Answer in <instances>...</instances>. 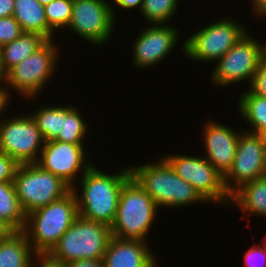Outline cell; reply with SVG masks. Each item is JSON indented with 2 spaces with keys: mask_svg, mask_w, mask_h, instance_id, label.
Returning a JSON list of instances; mask_svg holds the SVG:
<instances>
[{
  "mask_svg": "<svg viewBox=\"0 0 266 267\" xmlns=\"http://www.w3.org/2000/svg\"><path fill=\"white\" fill-rule=\"evenodd\" d=\"M44 8L48 26L53 31L68 27L72 17L73 0H53Z\"/></svg>",
  "mask_w": 266,
  "mask_h": 267,
  "instance_id": "obj_27",
  "label": "cell"
},
{
  "mask_svg": "<svg viewBox=\"0 0 266 267\" xmlns=\"http://www.w3.org/2000/svg\"><path fill=\"white\" fill-rule=\"evenodd\" d=\"M1 83L5 84V82H0V116L1 114H4L2 112L6 110L5 108L10 104L9 99H11V92H9L10 89H7V87L5 88V85L1 87Z\"/></svg>",
  "mask_w": 266,
  "mask_h": 267,
  "instance_id": "obj_36",
  "label": "cell"
},
{
  "mask_svg": "<svg viewBox=\"0 0 266 267\" xmlns=\"http://www.w3.org/2000/svg\"><path fill=\"white\" fill-rule=\"evenodd\" d=\"M23 33L22 27L13 16L0 18V47L13 42Z\"/></svg>",
  "mask_w": 266,
  "mask_h": 267,
  "instance_id": "obj_28",
  "label": "cell"
},
{
  "mask_svg": "<svg viewBox=\"0 0 266 267\" xmlns=\"http://www.w3.org/2000/svg\"><path fill=\"white\" fill-rule=\"evenodd\" d=\"M204 127L206 152L203 157L224 177L233 165L239 133L215 121L207 122Z\"/></svg>",
  "mask_w": 266,
  "mask_h": 267,
  "instance_id": "obj_16",
  "label": "cell"
},
{
  "mask_svg": "<svg viewBox=\"0 0 266 267\" xmlns=\"http://www.w3.org/2000/svg\"><path fill=\"white\" fill-rule=\"evenodd\" d=\"M246 26L231 18L208 24L182 44L184 55L193 61H217L245 34Z\"/></svg>",
  "mask_w": 266,
  "mask_h": 267,
  "instance_id": "obj_7",
  "label": "cell"
},
{
  "mask_svg": "<svg viewBox=\"0 0 266 267\" xmlns=\"http://www.w3.org/2000/svg\"><path fill=\"white\" fill-rule=\"evenodd\" d=\"M0 82H6V72L4 70L0 51Z\"/></svg>",
  "mask_w": 266,
  "mask_h": 267,
  "instance_id": "obj_40",
  "label": "cell"
},
{
  "mask_svg": "<svg viewBox=\"0 0 266 267\" xmlns=\"http://www.w3.org/2000/svg\"><path fill=\"white\" fill-rule=\"evenodd\" d=\"M176 29L167 24H150L142 30L133 43L134 67L145 69L165 60L180 40Z\"/></svg>",
  "mask_w": 266,
  "mask_h": 267,
  "instance_id": "obj_15",
  "label": "cell"
},
{
  "mask_svg": "<svg viewBox=\"0 0 266 267\" xmlns=\"http://www.w3.org/2000/svg\"><path fill=\"white\" fill-rule=\"evenodd\" d=\"M255 39L248 32L217 60L210 78L215 87L230 86L246 79L251 85L261 57L266 53V44Z\"/></svg>",
  "mask_w": 266,
  "mask_h": 267,
  "instance_id": "obj_9",
  "label": "cell"
},
{
  "mask_svg": "<svg viewBox=\"0 0 266 267\" xmlns=\"http://www.w3.org/2000/svg\"><path fill=\"white\" fill-rule=\"evenodd\" d=\"M130 178L129 167L117 171L115 175H109L93 164L80 177L82 190L79 191L77 187L72 188L77 198L78 214L111 227L115 220L120 191Z\"/></svg>",
  "mask_w": 266,
  "mask_h": 267,
  "instance_id": "obj_1",
  "label": "cell"
},
{
  "mask_svg": "<svg viewBox=\"0 0 266 267\" xmlns=\"http://www.w3.org/2000/svg\"><path fill=\"white\" fill-rule=\"evenodd\" d=\"M111 237L110 226L78 215L49 254L64 263L103 259Z\"/></svg>",
  "mask_w": 266,
  "mask_h": 267,
  "instance_id": "obj_5",
  "label": "cell"
},
{
  "mask_svg": "<svg viewBox=\"0 0 266 267\" xmlns=\"http://www.w3.org/2000/svg\"><path fill=\"white\" fill-rule=\"evenodd\" d=\"M84 144L51 140L44 142L36 162L42 169L61 178L71 188L75 187L78 173L82 175L94 164L86 155ZM86 155V156H85ZM91 162V163H90Z\"/></svg>",
  "mask_w": 266,
  "mask_h": 267,
  "instance_id": "obj_14",
  "label": "cell"
},
{
  "mask_svg": "<svg viewBox=\"0 0 266 267\" xmlns=\"http://www.w3.org/2000/svg\"><path fill=\"white\" fill-rule=\"evenodd\" d=\"M235 203L247 216L253 214L266 217V175L238 188L231 195L230 204Z\"/></svg>",
  "mask_w": 266,
  "mask_h": 267,
  "instance_id": "obj_19",
  "label": "cell"
},
{
  "mask_svg": "<svg viewBox=\"0 0 266 267\" xmlns=\"http://www.w3.org/2000/svg\"><path fill=\"white\" fill-rule=\"evenodd\" d=\"M238 110L244 120L252 128L250 132L257 133L266 128V98L252 93L249 89L243 91L238 99Z\"/></svg>",
  "mask_w": 266,
  "mask_h": 267,
  "instance_id": "obj_23",
  "label": "cell"
},
{
  "mask_svg": "<svg viewBox=\"0 0 266 267\" xmlns=\"http://www.w3.org/2000/svg\"><path fill=\"white\" fill-rule=\"evenodd\" d=\"M67 267H104L103 259H80L66 263Z\"/></svg>",
  "mask_w": 266,
  "mask_h": 267,
  "instance_id": "obj_33",
  "label": "cell"
},
{
  "mask_svg": "<svg viewBox=\"0 0 266 267\" xmlns=\"http://www.w3.org/2000/svg\"><path fill=\"white\" fill-rule=\"evenodd\" d=\"M159 207L131 177L120 191L112 236L147 242L148 233L155 222Z\"/></svg>",
  "mask_w": 266,
  "mask_h": 267,
  "instance_id": "obj_4",
  "label": "cell"
},
{
  "mask_svg": "<svg viewBox=\"0 0 266 267\" xmlns=\"http://www.w3.org/2000/svg\"><path fill=\"white\" fill-rule=\"evenodd\" d=\"M34 259L32 267H67L66 263L53 258L49 253H35Z\"/></svg>",
  "mask_w": 266,
  "mask_h": 267,
  "instance_id": "obj_32",
  "label": "cell"
},
{
  "mask_svg": "<svg viewBox=\"0 0 266 267\" xmlns=\"http://www.w3.org/2000/svg\"><path fill=\"white\" fill-rule=\"evenodd\" d=\"M253 5V14L256 16H262V18H266V0H251Z\"/></svg>",
  "mask_w": 266,
  "mask_h": 267,
  "instance_id": "obj_37",
  "label": "cell"
},
{
  "mask_svg": "<svg viewBox=\"0 0 266 267\" xmlns=\"http://www.w3.org/2000/svg\"><path fill=\"white\" fill-rule=\"evenodd\" d=\"M14 232L10 226L0 220V242L6 240Z\"/></svg>",
  "mask_w": 266,
  "mask_h": 267,
  "instance_id": "obj_38",
  "label": "cell"
},
{
  "mask_svg": "<svg viewBox=\"0 0 266 267\" xmlns=\"http://www.w3.org/2000/svg\"><path fill=\"white\" fill-rule=\"evenodd\" d=\"M41 5L45 6L51 3L53 0H37Z\"/></svg>",
  "mask_w": 266,
  "mask_h": 267,
  "instance_id": "obj_41",
  "label": "cell"
},
{
  "mask_svg": "<svg viewBox=\"0 0 266 267\" xmlns=\"http://www.w3.org/2000/svg\"><path fill=\"white\" fill-rule=\"evenodd\" d=\"M84 121L78 108L73 105L63 106V125L55 140L72 144H85L88 126Z\"/></svg>",
  "mask_w": 266,
  "mask_h": 267,
  "instance_id": "obj_24",
  "label": "cell"
},
{
  "mask_svg": "<svg viewBox=\"0 0 266 267\" xmlns=\"http://www.w3.org/2000/svg\"><path fill=\"white\" fill-rule=\"evenodd\" d=\"M113 7L106 0H73L72 17L67 28L94 45L106 44L115 30L116 12Z\"/></svg>",
  "mask_w": 266,
  "mask_h": 267,
  "instance_id": "obj_12",
  "label": "cell"
},
{
  "mask_svg": "<svg viewBox=\"0 0 266 267\" xmlns=\"http://www.w3.org/2000/svg\"><path fill=\"white\" fill-rule=\"evenodd\" d=\"M266 175V150L256 133L241 130L233 165L224 176L231 196L243 184ZM232 182V183H231Z\"/></svg>",
  "mask_w": 266,
  "mask_h": 267,
  "instance_id": "obj_13",
  "label": "cell"
},
{
  "mask_svg": "<svg viewBox=\"0 0 266 267\" xmlns=\"http://www.w3.org/2000/svg\"><path fill=\"white\" fill-rule=\"evenodd\" d=\"M18 165L14 159L0 152V182L13 181Z\"/></svg>",
  "mask_w": 266,
  "mask_h": 267,
  "instance_id": "obj_31",
  "label": "cell"
},
{
  "mask_svg": "<svg viewBox=\"0 0 266 267\" xmlns=\"http://www.w3.org/2000/svg\"><path fill=\"white\" fill-rule=\"evenodd\" d=\"M58 49L53 40H47L38 50L6 73V87L15 89L14 91L22 94L25 99L38 97L36 94L41 93L57 68L60 56Z\"/></svg>",
  "mask_w": 266,
  "mask_h": 267,
  "instance_id": "obj_8",
  "label": "cell"
},
{
  "mask_svg": "<svg viewBox=\"0 0 266 267\" xmlns=\"http://www.w3.org/2000/svg\"><path fill=\"white\" fill-rule=\"evenodd\" d=\"M256 134L259 136L261 143L264 145L266 150V128L260 129Z\"/></svg>",
  "mask_w": 266,
  "mask_h": 267,
  "instance_id": "obj_39",
  "label": "cell"
},
{
  "mask_svg": "<svg viewBox=\"0 0 266 267\" xmlns=\"http://www.w3.org/2000/svg\"><path fill=\"white\" fill-rule=\"evenodd\" d=\"M245 267H266V250L264 247L256 246L254 243L252 247L245 252Z\"/></svg>",
  "mask_w": 266,
  "mask_h": 267,
  "instance_id": "obj_30",
  "label": "cell"
},
{
  "mask_svg": "<svg viewBox=\"0 0 266 267\" xmlns=\"http://www.w3.org/2000/svg\"><path fill=\"white\" fill-rule=\"evenodd\" d=\"M47 40L36 33H23L13 42L0 47L2 64L7 73L11 68L22 62Z\"/></svg>",
  "mask_w": 266,
  "mask_h": 267,
  "instance_id": "obj_21",
  "label": "cell"
},
{
  "mask_svg": "<svg viewBox=\"0 0 266 267\" xmlns=\"http://www.w3.org/2000/svg\"><path fill=\"white\" fill-rule=\"evenodd\" d=\"M13 181L26 215L63 198L72 190L61 178L36 163L19 164Z\"/></svg>",
  "mask_w": 266,
  "mask_h": 267,
  "instance_id": "obj_6",
  "label": "cell"
},
{
  "mask_svg": "<svg viewBox=\"0 0 266 267\" xmlns=\"http://www.w3.org/2000/svg\"><path fill=\"white\" fill-rule=\"evenodd\" d=\"M30 115L35 120L44 142L55 140L59 136L63 125V106H43Z\"/></svg>",
  "mask_w": 266,
  "mask_h": 267,
  "instance_id": "obj_25",
  "label": "cell"
},
{
  "mask_svg": "<svg viewBox=\"0 0 266 267\" xmlns=\"http://www.w3.org/2000/svg\"><path fill=\"white\" fill-rule=\"evenodd\" d=\"M142 240L112 236L103 257L104 267H157L156 257Z\"/></svg>",
  "mask_w": 266,
  "mask_h": 267,
  "instance_id": "obj_17",
  "label": "cell"
},
{
  "mask_svg": "<svg viewBox=\"0 0 266 267\" xmlns=\"http://www.w3.org/2000/svg\"><path fill=\"white\" fill-rule=\"evenodd\" d=\"M175 173L189 183L206 203L230 205L231 196L224 186V177L204 157L171 154L163 157Z\"/></svg>",
  "mask_w": 266,
  "mask_h": 267,
  "instance_id": "obj_10",
  "label": "cell"
},
{
  "mask_svg": "<svg viewBox=\"0 0 266 267\" xmlns=\"http://www.w3.org/2000/svg\"><path fill=\"white\" fill-rule=\"evenodd\" d=\"M249 90L258 96L266 98V53L261 57Z\"/></svg>",
  "mask_w": 266,
  "mask_h": 267,
  "instance_id": "obj_29",
  "label": "cell"
},
{
  "mask_svg": "<svg viewBox=\"0 0 266 267\" xmlns=\"http://www.w3.org/2000/svg\"><path fill=\"white\" fill-rule=\"evenodd\" d=\"M179 0H144L141 15L150 24H166L173 18Z\"/></svg>",
  "mask_w": 266,
  "mask_h": 267,
  "instance_id": "obj_26",
  "label": "cell"
},
{
  "mask_svg": "<svg viewBox=\"0 0 266 267\" xmlns=\"http://www.w3.org/2000/svg\"><path fill=\"white\" fill-rule=\"evenodd\" d=\"M130 172L131 177L159 208H179L196 202H206L193 186L175 173L163 157L158 162L130 166Z\"/></svg>",
  "mask_w": 266,
  "mask_h": 267,
  "instance_id": "obj_2",
  "label": "cell"
},
{
  "mask_svg": "<svg viewBox=\"0 0 266 267\" xmlns=\"http://www.w3.org/2000/svg\"><path fill=\"white\" fill-rule=\"evenodd\" d=\"M15 0H0V18L13 16Z\"/></svg>",
  "mask_w": 266,
  "mask_h": 267,
  "instance_id": "obj_35",
  "label": "cell"
},
{
  "mask_svg": "<svg viewBox=\"0 0 266 267\" xmlns=\"http://www.w3.org/2000/svg\"><path fill=\"white\" fill-rule=\"evenodd\" d=\"M0 220L14 231H23L26 214L22 210L14 181L0 182Z\"/></svg>",
  "mask_w": 266,
  "mask_h": 267,
  "instance_id": "obj_22",
  "label": "cell"
},
{
  "mask_svg": "<svg viewBox=\"0 0 266 267\" xmlns=\"http://www.w3.org/2000/svg\"><path fill=\"white\" fill-rule=\"evenodd\" d=\"M43 146L44 139L31 115L0 120V152L18 164L36 163Z\"/></svg>",
  "mask_w": 266,
  "mask_h": 267,
  "instance_id": "obj_11",
  "label": "cell"
},
{
  "mask_svg": "<svg viewBox=\"0 0 266 267\" xmlns=\"http://www.w3.org/2000/svg\"><path fill=\"white\" fill-rule=\"evenodd\" d=\"M13 17L24 33H36L53 40L54 31L48 26L45 8L37 0H15Z\"/></svg>",
  "mask_w": 266,
  "mask_h": 267,
  "instance_id": "obj_18",
  "label": "cell"
},
{
  "mask_svg": "<svg viewBox=\"0 0 266 267\" xmlns=\"http://www.w3.org/2000/svg\"><path fill=\"white\" fill-rule=\"evenodd\" d=\"M113 2L121 9L128 10L139 7V11H141L144 0H114Z\"/></svg>",
  "mask_w": 266,
  "mask_h": 267,
  "instance_id": "obj_34",
  "label": "cell"
},
{
  "mask_svg": "<svg viewBox=\"0 0 266 267\" xmlns=\"http://www.w3.org/2000/svg\"><path fill=\"white\" fill-rule=\"evenodd\" d=\"M35 252L23 231L0 242V267H32Z\"/></svg>",
  "mask_w": 266,
  "mask_h": 267,
  "instance_id": "obj_20",
  "label": "cell"
},
{
  "mask_svg": "<svg viewBox=\"0 0 266 267\" xmlns=\"http://www.w3.org/2000/svg\"><path fill=\"white\" fill-rule=\"evenodd\" d=\"M77 198L71 190L63 198L26 215L23 229L35 253H49L78 216Z\"/></svg>",
  "mask_w": 266,
  "mask_h": 267,
  "instance_id": "obj_3",
  "label": "cell"
}]
</instances>
